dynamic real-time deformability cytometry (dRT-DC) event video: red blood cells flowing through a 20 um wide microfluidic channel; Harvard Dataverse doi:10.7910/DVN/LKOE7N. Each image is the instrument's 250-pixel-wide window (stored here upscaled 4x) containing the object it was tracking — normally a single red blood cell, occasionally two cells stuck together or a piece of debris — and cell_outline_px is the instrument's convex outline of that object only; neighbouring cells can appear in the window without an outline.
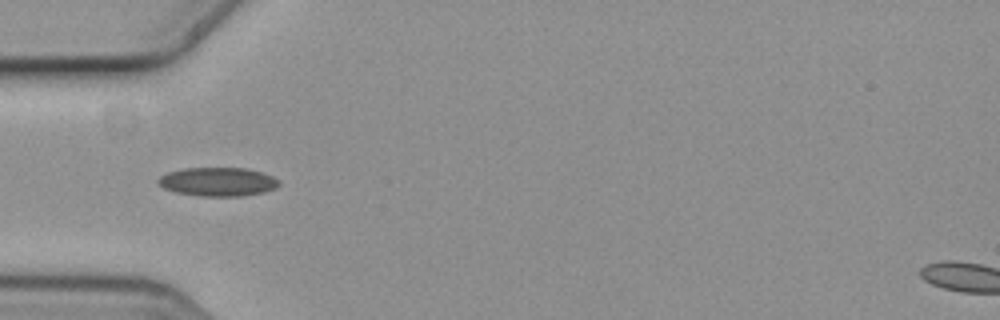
{"species": "common noctule bat (a hibernating species)", "species_latin": "Nyctalus noctula", "temperature_condition": "cold", "stored_images_in_passage": 9, "camera_frame_rate_fps": 3000, "um_per_image_px": 0.085, "animal": {"sex": "female", "body_mass_g": 19.3, "forearm_length_mm": 54.1}, "frame": {"image": 1, "passage_image": 6, "time_ms": 1.667, "image_size_px": [1000, 320], "cell_outline_px": [[280, 184], [276, 188], [264, 192], [244, 196], [200, 196], [176, 192], [164, 188], [156, 180], [160, 176], [168, 172], [184, 168], [244, 168], [260, 172], [272, 176], [280, 180]], "centroid_in_image_um": [18.53, 15.45], "position_along_channel_um": 66.5, "area_um2": 20.23}}
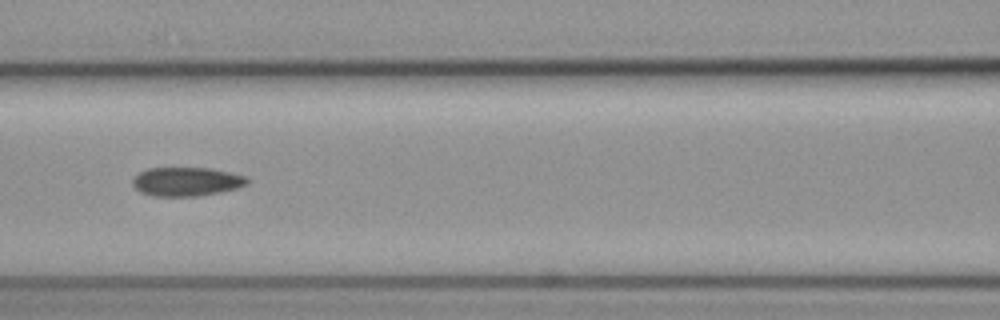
{"frame": {"image": 2, "passage_image": 8, "time_ms": 2.333, "image_size_px": [1000, 320], "cell_outline_px": [[248, 184], [236, 188], [220, 192], [200, 196], [152, 196], [140, 192], [132, 184], [132, 180], [140, 172], [148, 168], [212, 168], [244, 176], [248, 180]], "centroid_in_image_um": [15.83, 15.44], "position_along_channel_um": 150.8, "area_um2": 19.19}}
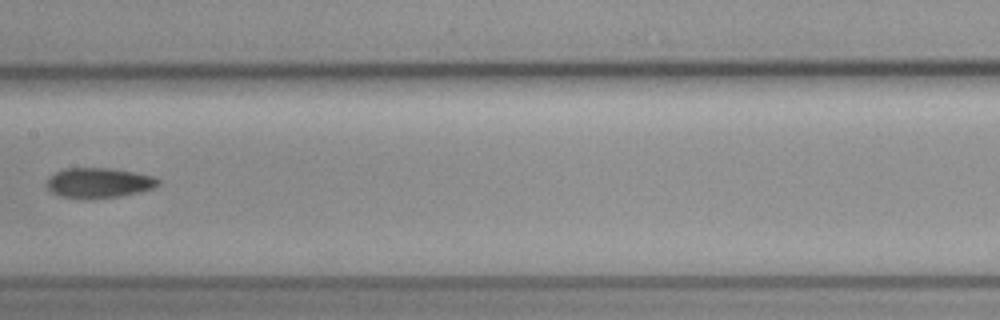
{"frame": {"image": 3, "passage_image": 9, "time_ms": 2.667, "image_size_px": [1000, 320], "cell_outline_px": [[160, 184], [152, 188], [140, 192], [120, 196], [88, 200], [60, 196], [52, 192], [48, 188], [48, 176], [64, 168], [108, 168], [132, 172], [152, 176], [160, 180]], "centroid_in_image_um": [8.38, 15.56], "position_along_channel_um": 199.0, "area_um2": 19.59}}